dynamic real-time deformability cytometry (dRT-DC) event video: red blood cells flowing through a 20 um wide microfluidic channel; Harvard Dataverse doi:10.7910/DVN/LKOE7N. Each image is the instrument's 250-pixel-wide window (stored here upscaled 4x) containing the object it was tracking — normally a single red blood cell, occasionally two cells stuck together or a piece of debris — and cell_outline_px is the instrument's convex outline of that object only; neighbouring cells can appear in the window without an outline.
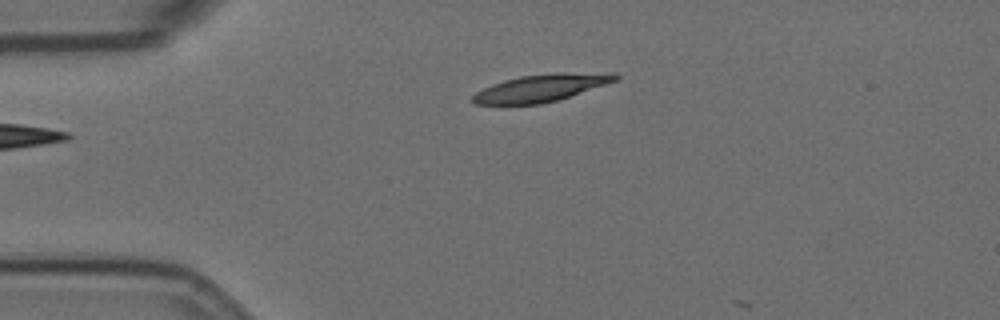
{"species": "Egyptian fruit bat (a non-hibernating species)", "species_latin": "Rousettus aegyptiacus", "temperature_condition": "room temperature", "stored_images_in_passage": 2, "camera_frame_rate_fps": 3000, "um_per_image_px": 0.085, "animal": {"sex": "female"}, "frame": {"image": 1, "passage_image": 1, "time_ms": 0.0, "image_size_px": [1000, 320], "cell_outline_px": [[620, 76], [616, 80], [560, 100], [540, 104], [476, 104], [472, 100], [472, 96], [476, 92], [492, 84], [504, 80], [520, 76], [556, 72], [616, 72]], "centroid_in_image_um": [46.05, 7.45], "position_along_channel_um": 39.0, "area_um2": 22.83}}